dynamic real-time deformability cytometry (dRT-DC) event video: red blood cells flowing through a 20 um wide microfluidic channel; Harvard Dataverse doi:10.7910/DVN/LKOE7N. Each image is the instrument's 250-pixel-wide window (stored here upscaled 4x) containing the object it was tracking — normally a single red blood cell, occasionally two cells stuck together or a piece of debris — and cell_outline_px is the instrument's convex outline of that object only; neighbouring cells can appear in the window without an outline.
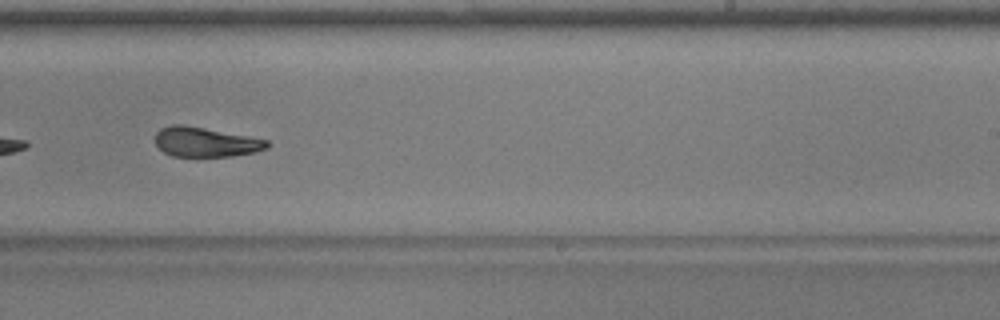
{"species": "common noctule bat (a hibernating species)", "species_latin": "Nyctalus noctula", "temperature_condition": "warm", "stored_images_in_passage": 53, "segment_of_instrument_passage": [2, 2], "camera_frame_rate_fps": 3000, "um_per_image_px": 0.085, "animal": {"sex": "male", "body_mass_g": 17.9, "forearm_length_mm": 54.2}, "frame": {"image": 1, "passage_image": 33, "time_ms": 10.667, "image_size_px": [1000, 320], "cell_outline_px": [[268, 148], [256, 152], [232, 156], [172, 156], [164, 152], [156, 144], [156, 132], [160, 128], [172, 124], [184, 124], [248, 136], [268, 140]], "centroid_in_image_um": [17.46, 12.06], "position_along_channel_um": 271.5, "area_um2": 19.31}}